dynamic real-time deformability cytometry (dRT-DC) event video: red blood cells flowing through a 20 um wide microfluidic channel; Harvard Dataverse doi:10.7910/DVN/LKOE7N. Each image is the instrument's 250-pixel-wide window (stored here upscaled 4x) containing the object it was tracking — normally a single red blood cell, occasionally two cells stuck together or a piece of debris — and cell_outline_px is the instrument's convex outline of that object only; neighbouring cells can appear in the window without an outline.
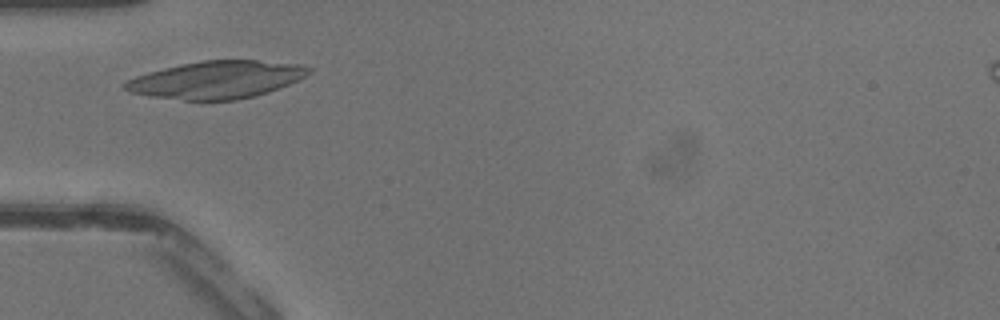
{"species": "common noctule bat (a hibernating species)", "species_latin": "Nyctalus noctula", "temperature_condition": "warm", "stored_images_in_passage": 27, "camera_frame_rate_fps": 3000, "um_per_image_px": 0.085, "animal": {"sex": "male", "body_mass_g": 13.3}, "frame": {"image": 1, "passage_image": 5, "time_ms": 1.333, "image_size_px": [1000, 320], "cell_outline_px": [[312, 72], [280, 88], [268, 92], [236, 100], [184, 100], [152, 96], [132, 92], [120, 88], [120, 84], [136, 76], [148, 72], [180, 64], [204, 60], [256, 60], [300, 64], [312, 68]], "centroid_in_image_um": [18.39, 6.77], "position_along_channel_um": 66.6, "area_um2": 40.0}}
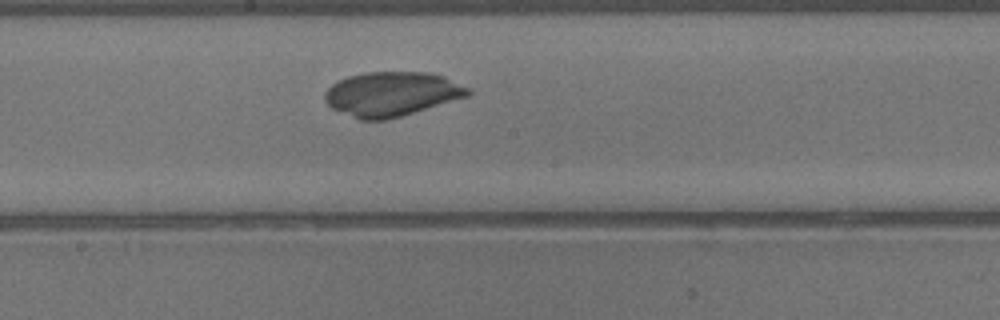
{"frame": {"image": 2, "passage_image": 14, "time_ms": 4.333, "image_size_px": [1000, 320], "cell_outline_px": [[472, 92], [468, 96], [400, 116], [384, 120], [360, 120], [332, 108], [324, 100], [324, 92], [332, 84], [348, 76], [368, 72], [428, 72], [444, 76], [472, 88]], "centroid_in_image_um": [33.31, 7.98], "position_along_channel_um": 214.9, "area_um2": 36.93}}
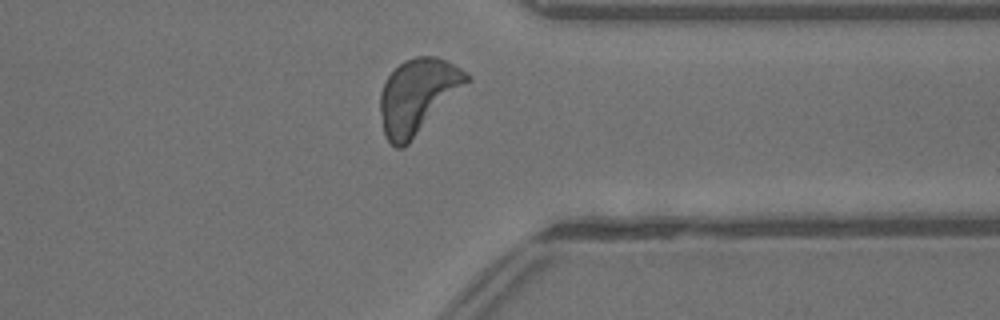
{"frame": {"image": 3, "passage_image": 24, "time_ms": 7.667, "image_size_px": [1000, 320], "cell_outline_px": [[472, 80], [404, 148], [396, 148], [384, 136], [380, 112], [380, 92], [388, 76], [404, 60], [416, 56], [436, 56], [460, 68], [472, 76]], "centroid_in_image_um": [35.52, 8.16], "position_along_channel_um": 375.9, "area_um2": 37.63}}